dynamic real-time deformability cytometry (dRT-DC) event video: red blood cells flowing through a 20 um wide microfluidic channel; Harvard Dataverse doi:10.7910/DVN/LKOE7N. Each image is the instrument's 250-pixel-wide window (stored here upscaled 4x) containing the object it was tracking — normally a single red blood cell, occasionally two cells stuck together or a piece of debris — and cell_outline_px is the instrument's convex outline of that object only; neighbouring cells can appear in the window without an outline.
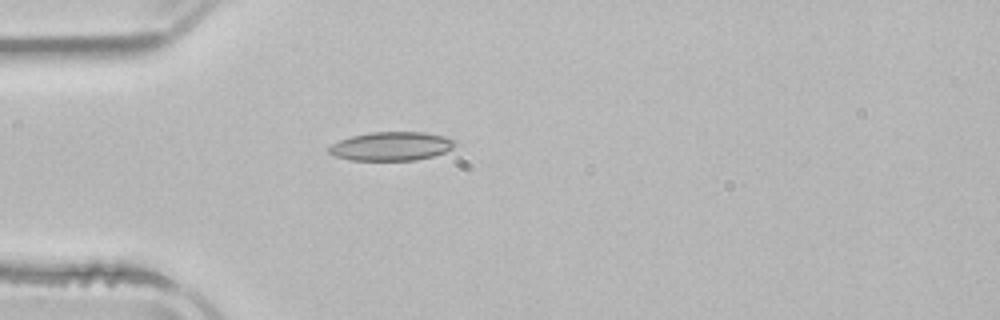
{"species": "common noctule bat (a hibernating species)", "species_latin": "Nyctalus noctula", "temperature_condition": "room temperature", "stored_images_in_passage": 1, "camera_frame_rate_fps": 3000, "um_per_image_px": 0.085, "animal": {"sex": "male", "body_mass_g": 21.5, "forearm_length_mm": 52.0}, "frame": {"image": 1, "passage_image": 1, "time_ms": 0.0, "image_size_px": [1000, 320], "cell_outline_px": [[456, 144], [452, 148], [444, 152], [432, 156], [416, 160], [352, 160], [336, 156], [328, 152], [328, 148], [332, 144], [340, 140], [352, 136], [372, 132], [424, 132], [444, 136], [456, 140]], "centroid_in_image_um": [33.28, 12.42], "position_along_channel_um": 51.7, "area_um2": 20.98}}